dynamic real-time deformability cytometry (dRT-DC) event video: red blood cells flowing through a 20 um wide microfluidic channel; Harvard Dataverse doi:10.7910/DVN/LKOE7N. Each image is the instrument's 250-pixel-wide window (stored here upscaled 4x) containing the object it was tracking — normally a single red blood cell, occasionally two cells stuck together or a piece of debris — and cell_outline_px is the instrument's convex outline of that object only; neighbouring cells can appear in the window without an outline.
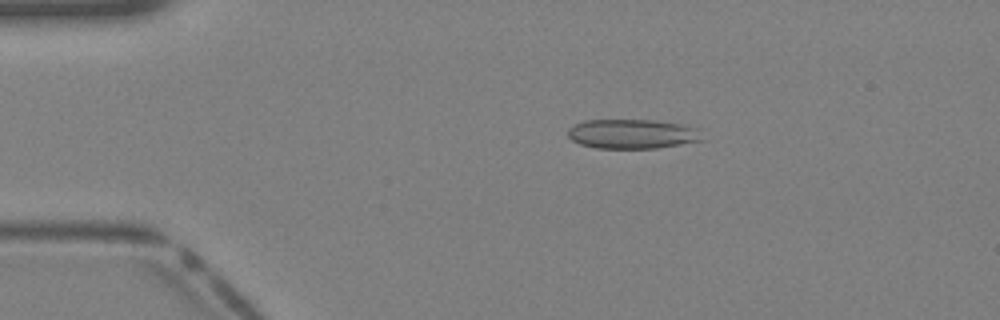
{"species": "Egyptian fruit bat (a non-hibernating species)", "species_latin": "Rousettus aegyptiacus", "temperature_condition": "warm", "stored_images_in_passage": 29, "camera_frame_rate_fps": 3000, "um_per_image_px": 0.085, "animal": {"sex": "female"}, "frame": {"image": 1, "passage_image": 8, "time_ms": 2.333, "image_size_px": [1000, 320], "cell_outline_px": [[708, 140], [656, 148], [596, 148], [580, 144], [572, 140], [568, 136], [568, 128], [584, 120], [656, 120], [680, 124], [700, 128]], "centroid_in_image_um": [53.84, 11.38], "position_along_channel_um": 31.2, "area_um2": 23.47}}
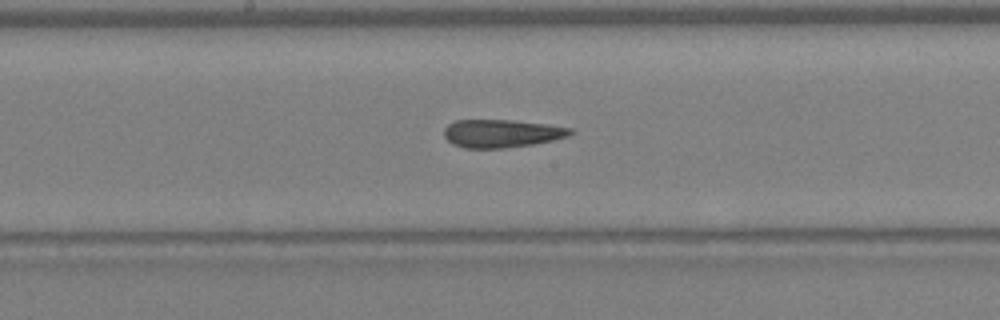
{"frame": {"image": 2, "passage_image": 21, "time_ms": 6.667, "image_size_px": [1000, 320], "cell_outline_px": [[576, 132], [568, 136], [552, 140], [532, 144], [504, 148], [464, 148], [452, 144], [444, 136], [444, 128], [448, 124], [456, 120], [512, 120], [544, 124], [572, 128]], "centroid_in_image_um": [42.62, 11.34], "position_along_channel_um": 205.6, "area_um2": 20.58}}
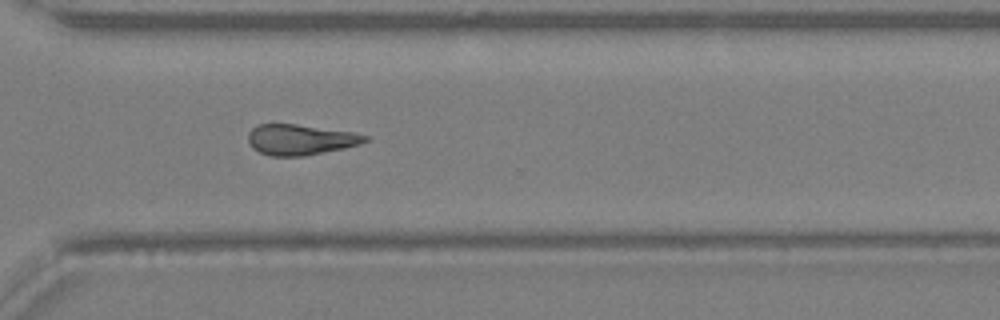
{"frame": {"image": 3, "passage_image": 29, "time_ms": 9.333, "image_size_px": [1000, 320], "cell_outline_px": [[368, 140], [360, 144], [344, 148], [304, 156], [268, 156], [252, 148], [248, 144], [248, 132], [252, 128], [260, 124], [296, 124], [352, 132], [368, 136]], "centroid_in_image_um": [25.49, 11.87], "position_along_channel_um": 345.1, "area_um2": 20.81}}